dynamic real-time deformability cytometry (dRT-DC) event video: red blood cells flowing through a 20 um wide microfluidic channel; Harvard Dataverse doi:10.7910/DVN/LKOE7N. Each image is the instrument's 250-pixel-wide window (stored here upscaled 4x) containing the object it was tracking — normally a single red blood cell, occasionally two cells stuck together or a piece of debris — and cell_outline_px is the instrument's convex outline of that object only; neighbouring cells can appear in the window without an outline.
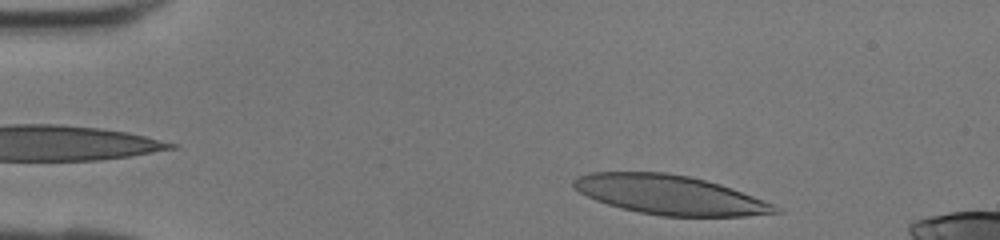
{"species": "human", "species_latin": "Homo sapiens", "temperature_condition": "room temperature", "stored_images_in_passage": 29, "camera_frame_rate_fps": 3000, "um_per_image_px": 0.085, "donor": {"sex": "female"}, "frame": {"image": 1, "passage_image": 1, "time_ms": 0.0, "image_size_px": [1000, 240], "cell_outline_px": [[784, 212], [744, 216], [664, 216], [640, 212], [620, 208], [596, 200], [580, 192], [572, 184], [572, 180], [576, 176], [588, 172], [668, 172], [688, 176], [720, 184], [732, 188], [772, 204], [780, 208]], "centroid_in_image_um": [56.91, 16.55], "position_along_channel_um": 28.1, "area_um2": 45.89}}
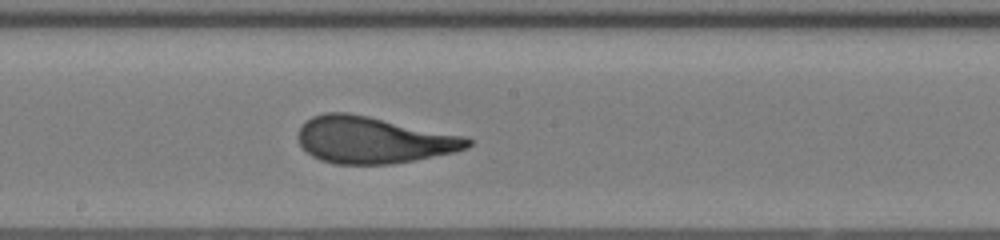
{"frame": {"image": 2, "passage_image": 17, "time_ms": 5.333, "image_size_px": [1000, 240], "cell_outline_px": [[472, 144], [468, 148], [456, 152], [392, 164], [336, 164], [320, 160], [312, 156], [300, 144], [296, 136], [304, 120], [312, 116], [324, 112], [348, 112], [468, 136], [472, 140]], "centroid_in_image_um": [31.74, 11.89], "position_along_channel_um": 216.5, "area_um2": 46.53}}
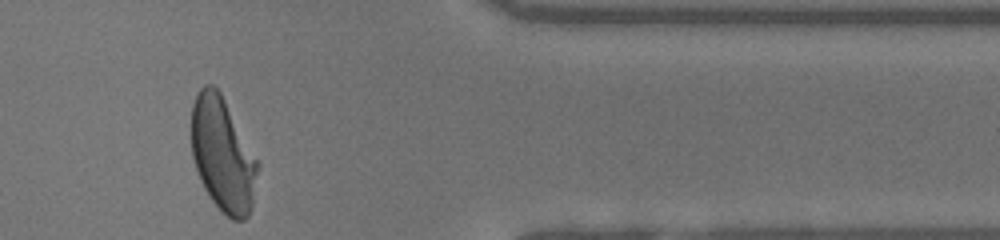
{"frame": {"image": 3, "passage_image": 29, "time_ms": 9.333, "image_size_px": [1000, 240], "cell_outline_px": [[260, 164], [252, 208], [248, 216], [244, 220], [232, 220], [212, 200], [204, 188], [200, 180], [192, 156], [192, 104], [200, 88], [204, 84], [212, 84], [220, 92]], "centroid_in_image_um": [18.95, 13.16], "position_along_channel_um": 392.5, "area_um2": 43.87}}